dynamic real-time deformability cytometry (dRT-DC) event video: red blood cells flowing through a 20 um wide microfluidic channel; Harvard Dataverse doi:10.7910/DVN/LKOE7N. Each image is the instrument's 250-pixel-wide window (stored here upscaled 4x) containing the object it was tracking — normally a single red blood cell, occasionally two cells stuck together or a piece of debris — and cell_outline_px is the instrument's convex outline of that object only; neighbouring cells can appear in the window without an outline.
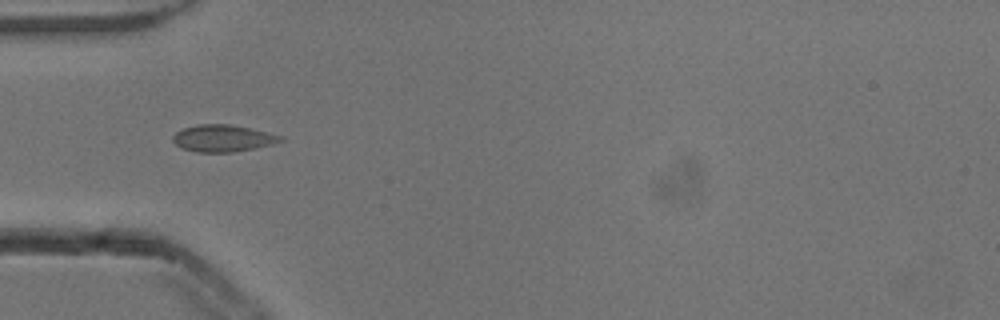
{"species": "common noctule bat (a hibernating species)", "species_latin": "Nyctalus noctula", "temperature_condition": "cold", "stored_images_in_passage": 37, "camera_frame_rate_fps": 3000, "um_per_image_px": 0.085, "animal": {"sex": "male", "body_mass_g": 13.3}, "frame": {"image": 1, "passage_image": 1, "time_ms": 0.0, "image_size_px": [1000, 320], "cell_outline_px": [[284, 140], [272, 144], [232, 152], [196, 152], [184, 148], [176, 144], [172, 140], [172, 136], [176, 132], [184, 128], [196, 124], [228, 124], [248, 128], [280, 136]], "centroid_in_image_um": [18.88, 11.75], "position_along_channel_um": 66.1, "area_um2": 16.47}}
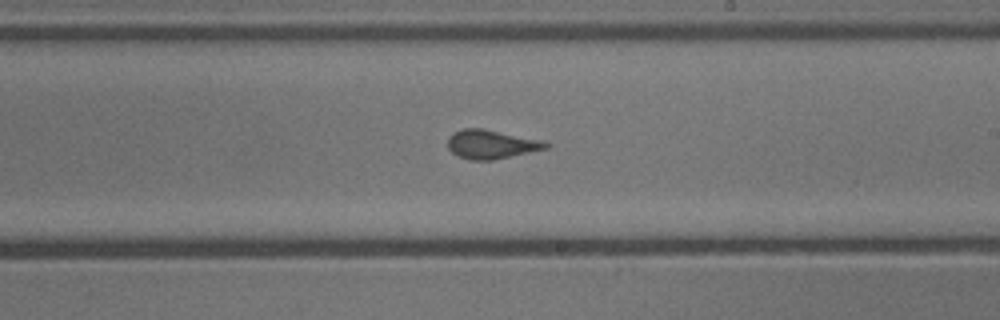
{"frame": {"image": 2, "passage_image": 15, "time_ms": 4.667, "image_size_px": [1000, 320], "cell_outline_px": [[552, 144], [548, 148], [492, 160], [472, 160], [460, 156], [452, 152], [448, 148], [448, 136], [452, 132], [460, 128], [484, 128], [544, 140]], "centroid_in_image_um": [41.77, 12.24], "position_along_channel_um": 247.2, "area_um2": 16.7}}
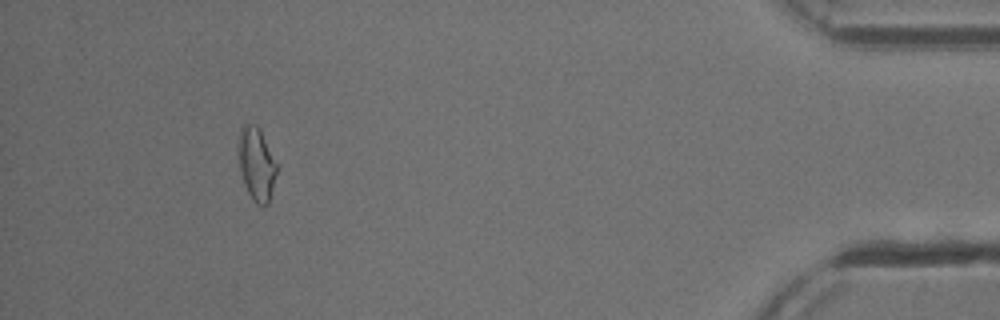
{"frame": {"image": 3, "passage_image": 33, "time_ms": 10.667, "image_size_px": [1000, 320], "cell_outline_px": [[276, 172], [268, 204], [256, 204], [248, 192], [244, 184], [240, 172], [240, 128], [244, 120], [256, 124], [260, 128], [276, 164]], "centroid_in_image_um": [21.79, 13.88], "position_along_channel_um": 413.4, "area_um2": 15.9}}